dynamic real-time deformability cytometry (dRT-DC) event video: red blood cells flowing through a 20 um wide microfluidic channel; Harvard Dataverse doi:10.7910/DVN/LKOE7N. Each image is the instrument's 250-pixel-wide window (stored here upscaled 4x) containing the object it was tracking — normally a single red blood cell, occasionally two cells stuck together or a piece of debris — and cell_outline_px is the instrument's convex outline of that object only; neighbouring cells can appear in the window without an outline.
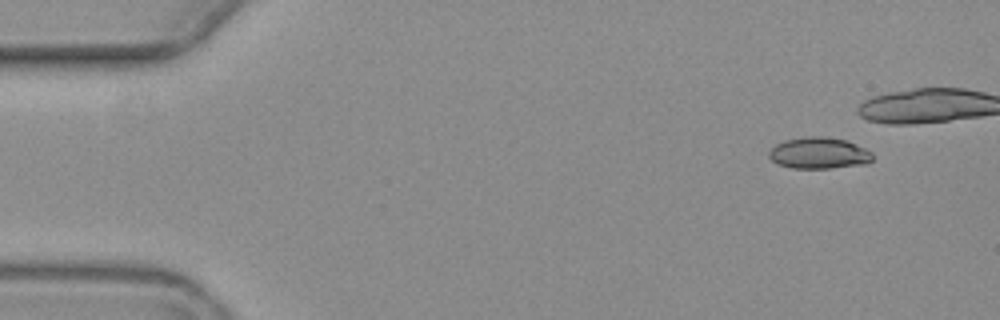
{"species": "common noctule bat (a hibernating species)", "species_latin": "Nyctalus noctula", "temperature_condition": "warm", "stored_images_in_passage": 9, "camera_frame_rate_fps": 3000, "um_per_image_px": 0.085, "animal": {"sex": "female", "body_mass_g": 19.3, "forearm_length_mm": 54.1}, "frame": {"image": 1, "passage_image": 1, "time_ms": 0.0, "image_size_px": [1000, 320], "cell_outline_px": [[872, 160], [868, 164], [832, 168], [792, 168], [776, 164], [768, 156], [768, 152], [776, 144], [784, 140], [808, 136], [824, 136], [848, 140], [872, 152]], "centroid_in_image_um": [69.62, 13.01], "position_along_channel_um": 15.4, "area_um2": 19.19}}
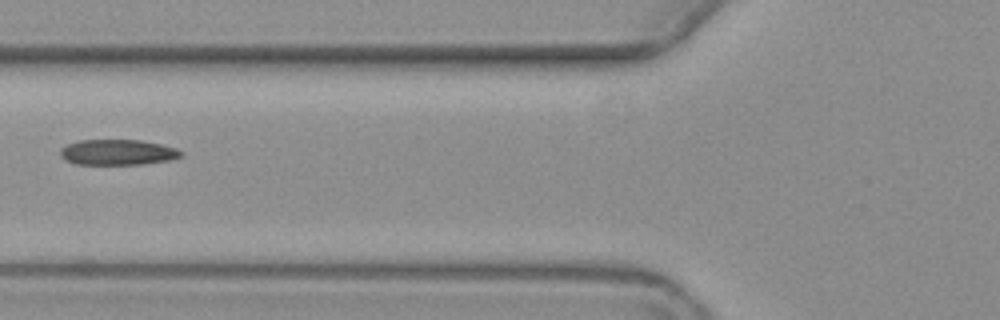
{"frame": {"image": 2, "passage_image": 7, "time_ms": 8.0, "image_size_px": [1000, 320], "cell_outline_px": [[184, 156], [172, 160], [140, 164], [76, 164], [64, 160], [60, 156], [60, 148], [68, 144], [80, 140], [140, 140], [160, 144], [176, 148], [184, 152]], "centroid_in_image_um": [10.02, 12.94], "position_along_channel_um": 115.8, "area_um2": 18.09}}
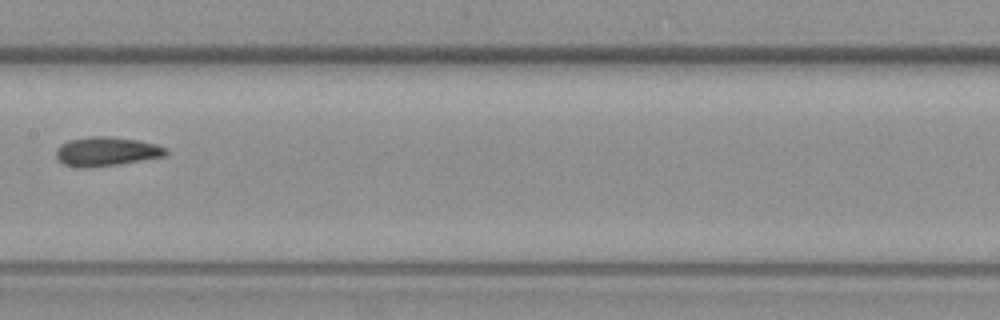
{"frame": {"image": 3, "passage_image": 9, "time_ms": 10.333, "image_size_px": [1000, 320], "cell_outline_px": [[168, 152], [164, 156], [120, 164], [88, 168], [80, 168], [64, 164], [56, 156], [56, 148], [60, 144], [68, 140], [88, 136], [108, 136], [140, 140], [156, 144], [168, 148]], "centroid_in_image_um": [9.04, 12.87], "position_along_channel_um": 198.4, "area_um2": 18.84}}